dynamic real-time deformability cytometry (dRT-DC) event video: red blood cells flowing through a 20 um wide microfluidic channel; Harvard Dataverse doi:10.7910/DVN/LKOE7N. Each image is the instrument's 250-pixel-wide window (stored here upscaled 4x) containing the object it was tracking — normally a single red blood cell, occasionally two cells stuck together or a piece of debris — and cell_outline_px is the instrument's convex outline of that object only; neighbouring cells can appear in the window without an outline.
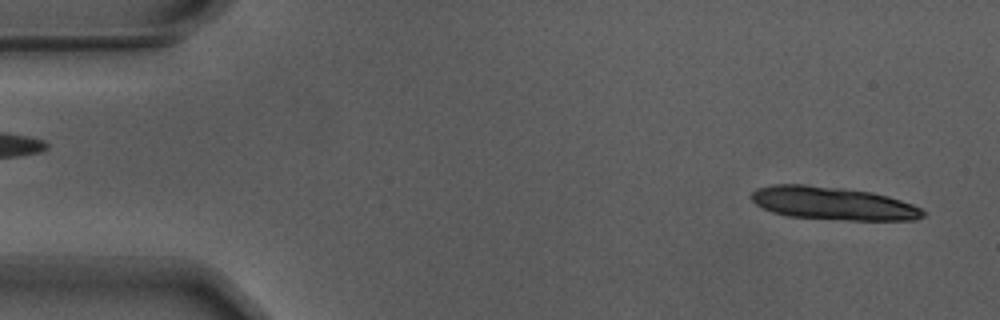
{"species": "Egyptian fruit bat (a non-hibernating species)", "species_latin": "Rousettus aegyptiacus", "temperature_condition": "warm", "stored_images_in_passage": 13, "camera_frame_rate_fps": 3000, "um_per_image_px": 0.085, "animal": {"sex": "male"}, "frame": {"image": 1, "passage_image": 2, "time_ms": 0.333, "image_size_px": [1000, 320], "cell_outline_px": [[928, 212], [924, 216], [916, 220], [848, 220], [788, 216], [772, 212], [756, 204], [752, 200], [752, 192], [756, 188], [772, 184], [804, 184], [840, 188], [872, 192], [888, 196], [912, 204]], "centroid_in_image_um": [70.81, 17.28], "position_along_channel_um": 14.2, "area_um2": 33.0}}